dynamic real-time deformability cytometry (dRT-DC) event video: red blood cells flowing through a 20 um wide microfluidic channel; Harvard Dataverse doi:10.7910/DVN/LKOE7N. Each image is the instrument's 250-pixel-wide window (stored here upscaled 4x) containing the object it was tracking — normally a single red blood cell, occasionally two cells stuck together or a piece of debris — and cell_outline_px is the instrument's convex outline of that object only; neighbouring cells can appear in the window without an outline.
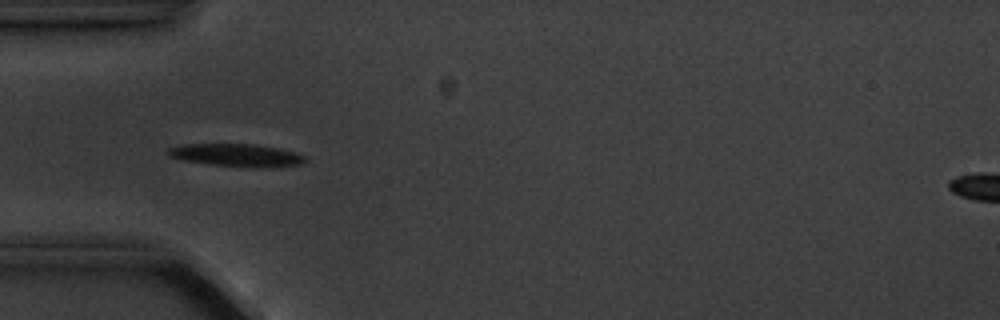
{"species": "common noctule bat (a hibernating species)", "species_latin": "Nyctalus noctula", "temperature_condition": "cold", "stored_images_in_passage": 5, "camera_frame_rate_fps": 3000, "um_per_image_px": 0.085, "animal": {"sex": "male", "body_mass_g": 20.1, "forearm_length_mm": 53.5}, "frame": {"image": 1, "passage_image": 4, "time_ms": 3.667, "image_size_px": [1000, 320], "cell_outline_px": [[308, 160], [300, 164], [212, 164], [180, 160], [168, 156], [164, 152], [168, 148], [184, 144], [256, 144], [280, 148], [304, 156]], "centroid_in_image_um": [19.91, 13.12], "position_along_channel_um": 65.1, "area_um2": 16.88}}